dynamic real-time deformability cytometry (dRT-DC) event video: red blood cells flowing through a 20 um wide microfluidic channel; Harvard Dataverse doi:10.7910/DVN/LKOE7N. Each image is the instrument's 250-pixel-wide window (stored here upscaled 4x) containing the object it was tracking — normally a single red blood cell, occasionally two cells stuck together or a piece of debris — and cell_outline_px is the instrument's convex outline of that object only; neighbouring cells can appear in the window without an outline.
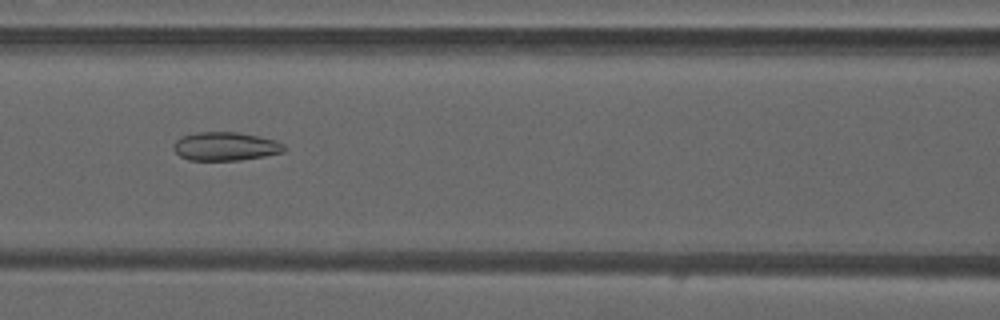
{"species": "common noctule bat (a hibernating species)", "species_latin": "Nyctalus noctula", "temperature_condition": "warm", "stored_images_in_passage": 33, "camera_frame_rate_fps": 3000, "um_per_image_px": 0.085, "animal": {"sex": "male", "forearm_length_mm": 52.5}, "frame": {"image": 1, "passage_image": 7, "time_ms": 2.0, "image_size_px": [1000, 320], "cell_outline_px": [[284, 152], [264, 156], [240, 160], [188, 160], [180, 156], [172, 148], [172, 144], [180, 136], [196, 132], [236, 132], [260, 136], [276, 140], [284, 144]], "centroid_in_image_um": [19.13, 12.43], "position_along_channel_um": 147.5, "area_um2": 18.55}}
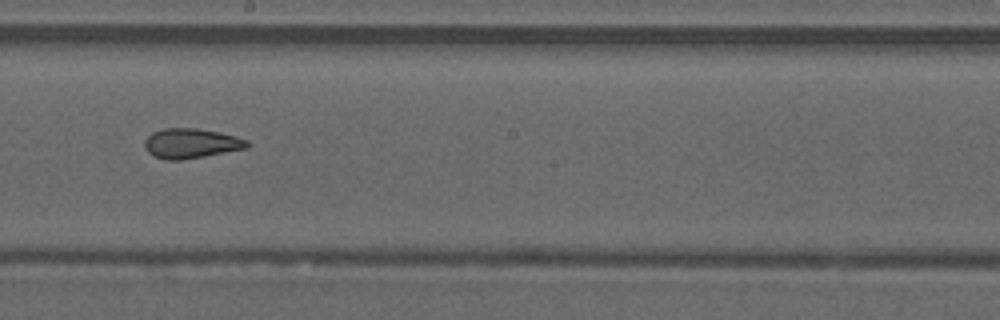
{"frame": {"image": 2, "passage_image": 13, "time_ms": 4.0, "image_size_px": [1000, 320], "cell_outline_px": [[252, 144], [248, 148], [204, 156], [180, 160], [164, 160], [152, 156], [144, 148], [144, 140], [152, 132], [164, 128], [196, 128], [220, 132], [236, 136], [248, 140]], "centroid_in_image_um": [16.24, 12.19], "position_along_channel_um": 232.0, "area_um2": 18.09}}
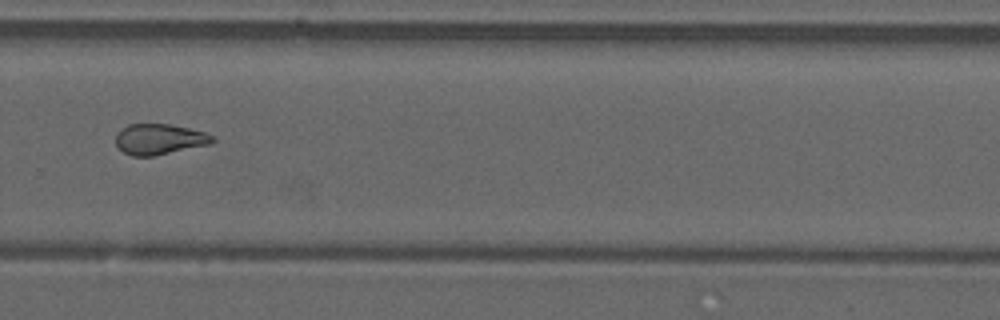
{"frame": {"image": 3, "passage_image": 19, "time_ms": 6.0, "image_size_px": [1000, 320], "cell_outline_px": [[216, 140], [212, 144], [152, 156], [132, 156], [124, 152], [116, 144], [116, 132], [128, 124], [168, 124], [188, 128], [204, 132], [212, 136]], "centroid_in_image_um": [13.54, 11.83], "position_along_channel_um": 316.3, "area_um2": 17.22}, "authors_computed_cell_mechanics": {"area_um2": 17.918, "velocity_mm_per_s": 4.236, "shape_relaxation_time_tau1_ms": null, "shape_relaxation_time_tau2_ms": 1.639, "deformation_change_tau1": null, "deformation_change_tau2": 0.0931}}